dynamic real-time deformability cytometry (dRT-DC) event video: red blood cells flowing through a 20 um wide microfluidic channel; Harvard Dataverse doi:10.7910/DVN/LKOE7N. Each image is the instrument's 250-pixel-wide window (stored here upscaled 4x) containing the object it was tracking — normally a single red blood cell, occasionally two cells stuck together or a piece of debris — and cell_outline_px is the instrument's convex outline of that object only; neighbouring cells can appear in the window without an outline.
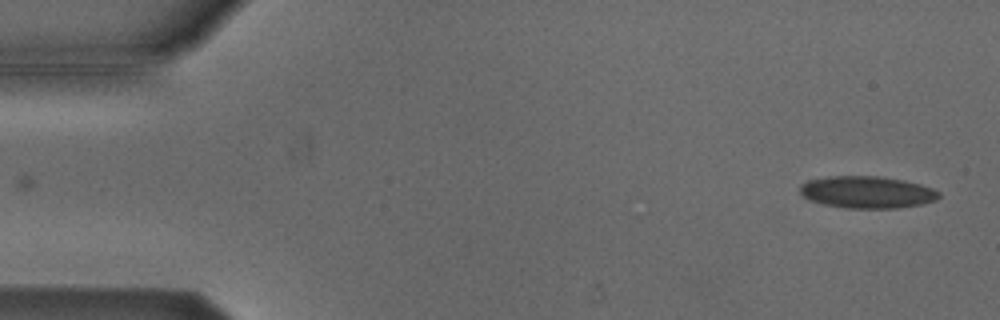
{"species": "Egyptian fruit bat (a non-hibernating species)", "species_latin": "Rousettus aegyptiacus", "temperature_condition": "cold", "stored_images_in_passage": 13, "camera_frame_rate_fps": 3000, "um_per_image_px": 0.085, "animal": {"sex": "male"}, "frame": {"image": 1, "passage_image": 1, "time_ms": 0.0, "image_size_px": [1000, 320], "cell_outline_px": [[940, 196], [936, 200], [920, 204], [896, 208], [848, 208], [824, 204], [812, 200], [804, 196], [800, 192], [800, 184], [808, 180], [828, 176], [880, 176], [904, 180], [920, 184], [932, 188], [940, 192]], "centroid_in_image_um": [73.71, 16.32], "position_along_channel_um": 11.3, "area_um2": 25.84}}